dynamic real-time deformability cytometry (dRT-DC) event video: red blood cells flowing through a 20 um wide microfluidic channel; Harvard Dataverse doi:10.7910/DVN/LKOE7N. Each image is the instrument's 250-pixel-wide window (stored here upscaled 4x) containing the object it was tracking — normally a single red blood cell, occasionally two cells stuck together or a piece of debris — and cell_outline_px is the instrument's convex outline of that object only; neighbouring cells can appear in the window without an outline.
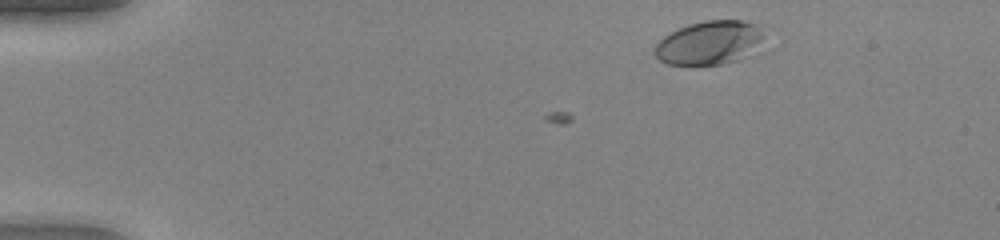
{"species": "human", "species_latin": "Homo sapiens", "temperature_condition": "warm", "stored_images_in_passage": 45, "camera_frame_rate_fps": 3000, "um_per_image_px": 0.085, "donor": {"sex": "female"}, "frame": {"image": 1, "passage_image": 3, "time_ms": 0.667, "image_size_px": [1000, 240], "cell_outline_px": [[776, 28], [752, 56], [740, 60], [724, 64], [668, 64], [660, 60], [656, 56], [656, 44], [664, 36], [688, 24], [708, 20], [740, 20], [772, 24]], "centroid_in_image_um": [60.62, 3.58], "position_along_channel_um": 24.4, "area_um2": 29.48}}
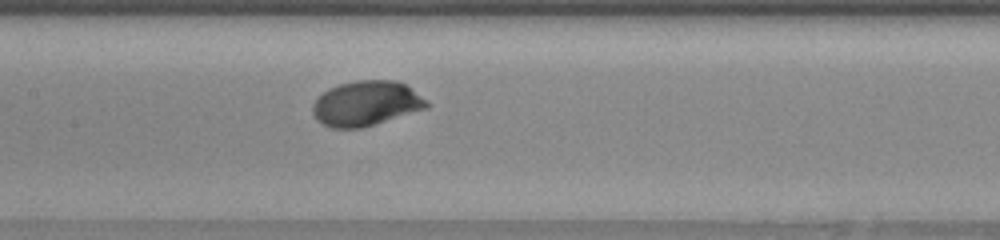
{"frame": {"image": 2, "passage_image": 21, "time_ms": 6.667, "image_size_px": [1000, 240], "cell_outline_px": [[432, 104], [428, 108], [364, 128], [332, 128], [316, 120], [312, 112], [312, 104], [328, 88], [340, 84], [356, 80], [396, 80], [404, 84], [428, 100]], "centroid_in_image_um": [31.15, 8.8], "position_along_channel_um": 176.2, "area_um2": 30.11}}
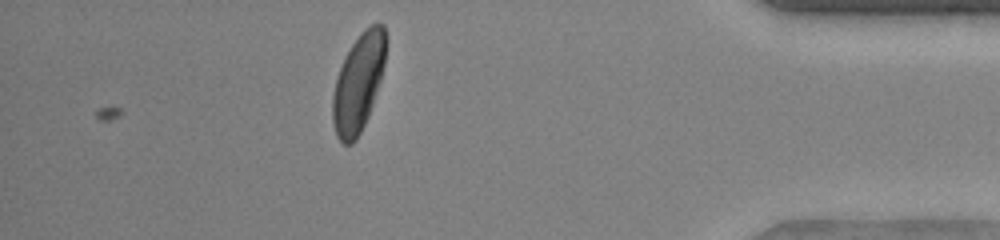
{"frame": {"image": 3, "passage_image": 40, "time_ms": 13.0, "image_size_px": [1000, 240], "cell_outline_px": [[388, 40], [384, 64], [380, 80], [368, 116], [356, 140], [352, 144], [344, 144], [336, 136], [332, 120], [332, 96], [336, 80], [344, 56], [360, 32], [364, 28], [372, 24], [384, 24]], "centroid_in_image_um": [30.47, 7.0], "position_along_channel_um": 404.7, "area_um2": 30.46}, "authors_computed_cell_mechanics": {"area_um2": 29.189, "velocity_mm_per_s": 4.1875, "shape_relaxation_time_tau1_ms": 1.4823, "shape_relaxation_time_tau2_ms": null, "deformation_change_tau1": 0.1405, "deformation_change_tau2": null}}